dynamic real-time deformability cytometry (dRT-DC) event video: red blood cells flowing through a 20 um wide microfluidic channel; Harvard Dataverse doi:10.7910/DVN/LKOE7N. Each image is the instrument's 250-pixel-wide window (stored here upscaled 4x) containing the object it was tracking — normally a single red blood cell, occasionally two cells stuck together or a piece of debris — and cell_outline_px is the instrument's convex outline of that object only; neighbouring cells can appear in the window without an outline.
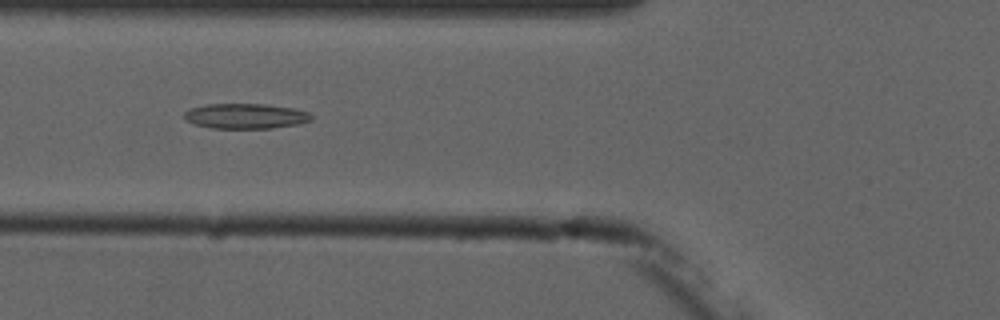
{"species": "common noctule bat (a hibernating species)", "species_latin": "Nyctalus noctula", "temperature_condition": "cold", "stored_images_in_passage": 7, "camera_frame_rate_fps": 3000, "um_per_image_px": 0.085, "animal": {"sex": "male", "forearm_length_mm": 52.5}, "frame": {"image": 1, "passage_image": 6, "time_ms": 5.667, "image_size_px": [1000, 320], "cell_outline_px": [[312, 120], [300, 124], [272, 128], [212, 128], [196, 124], [184, 120], [184, 112], [192, 108], [208, 104], [264, 104], [292, 108], [308, 112], [312, 116]], "centroid_in_image_um": [20.89, 9.87], "position_along_channel_um": 104.9, "area_um2": 18.55}}
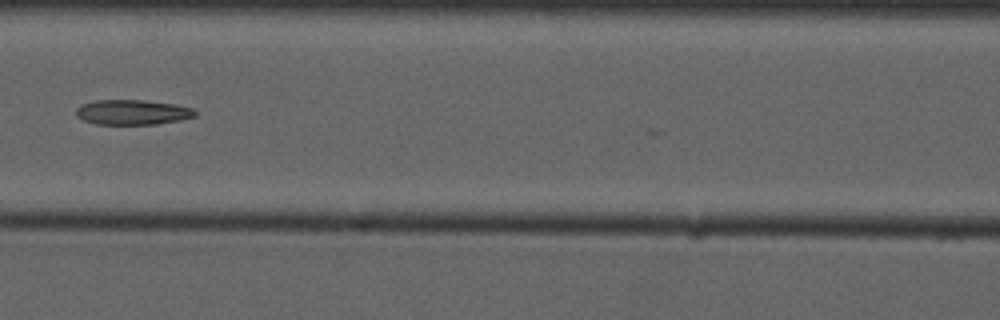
{"frame": {"image": 2, "passage_image": 7, "time_ms": 7.0, "image_size_px": [1000, 320], "cell_outline_px": [[196, 116], [180, 120], [156, 124], [96, 124], [84, 120], [76, 116], [76, 108], [80, 104], [96, 100], [144, 100], [176, 104], [192, 108], [196, 112]], "centroid_in_image_um": [11.25, 9.53], "position_along_channel_um": 155.4, "area_um2": 17.4}}